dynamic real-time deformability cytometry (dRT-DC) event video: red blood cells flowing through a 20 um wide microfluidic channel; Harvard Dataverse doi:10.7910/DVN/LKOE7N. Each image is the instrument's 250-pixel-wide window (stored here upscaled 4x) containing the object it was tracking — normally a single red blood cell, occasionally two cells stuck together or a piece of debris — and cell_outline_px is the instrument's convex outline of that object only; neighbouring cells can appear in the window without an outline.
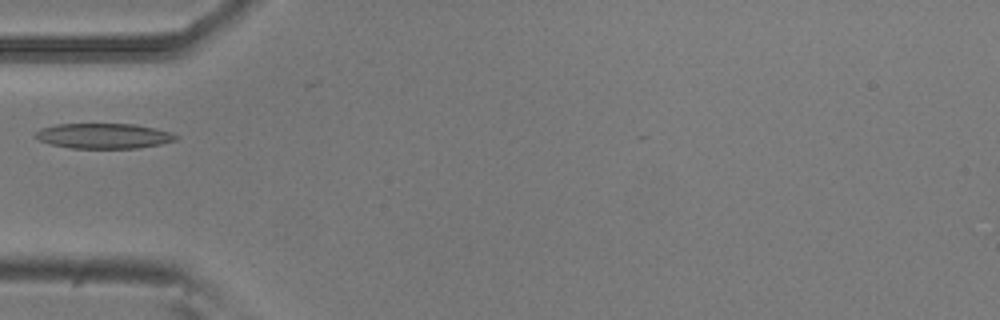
{"species": "common noctule bat (a hibernating species)", "species_latin": "Nyctalus noctula", "temperature_condition": "room temperature", "stored_images_in_passage": 1, "camera_frame_rate_fps": 3000, "um_per_image_px": 0.085, "animal": {"sex": "male", "body_mass_g": 20.5, "forearm_length_mm": 52.5}, "frame": {"image": 1, "passage_image": 1, "time_ms": 0.0, "image_size_px": [1000, 320], "cell_outline_px": [[180, 136], [176, 140], [160, 144], [140, 148], [72, 148], [52, 144], [40, 140], [32, 136], [40, 128], [56, 124], [132, 124], [172, 132]], "centroid_in_image_um": [8.82, 11.55], "position_along_channel_um": 76.2, "area_um2": 20.58}}